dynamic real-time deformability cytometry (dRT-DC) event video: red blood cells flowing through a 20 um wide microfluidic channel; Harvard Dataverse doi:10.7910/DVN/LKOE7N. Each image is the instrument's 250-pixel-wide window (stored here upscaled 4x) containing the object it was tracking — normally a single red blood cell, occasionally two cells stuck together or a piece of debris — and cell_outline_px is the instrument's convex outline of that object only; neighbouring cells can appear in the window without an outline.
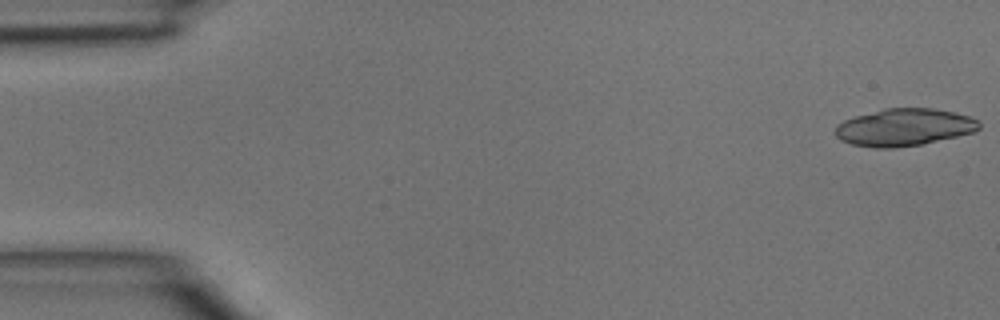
{"species": "common noctule bat (a hibernating species)", "species_latin": "Nyctalus noctula", "temperature_condition": "room temperature", "stored_images_in_passage": 4, "camera_frame_rate_fps": 3000, "um_per_image_px": 0.085, "animal": {"sex": "male", "body_mass_g": 15.6}, "frame": {"image": 1, "passage_image": 1, "time_ms": 0.0, "image_size_px": [1000, 320], "cell_outline_px": [[980, 128], [976, 132], [920, 144], [892, 148], [876, 148], [852, 144], [840, 140], [836, 136], [836, 124], [844, 120], [856, 116], [884, 108], [932, 108], [956, 112], [980, 120]], "centroid_in_image_um": [76.88, 10.81], "position_along_channel_um": 8.1, "area_um2": 31.27}}